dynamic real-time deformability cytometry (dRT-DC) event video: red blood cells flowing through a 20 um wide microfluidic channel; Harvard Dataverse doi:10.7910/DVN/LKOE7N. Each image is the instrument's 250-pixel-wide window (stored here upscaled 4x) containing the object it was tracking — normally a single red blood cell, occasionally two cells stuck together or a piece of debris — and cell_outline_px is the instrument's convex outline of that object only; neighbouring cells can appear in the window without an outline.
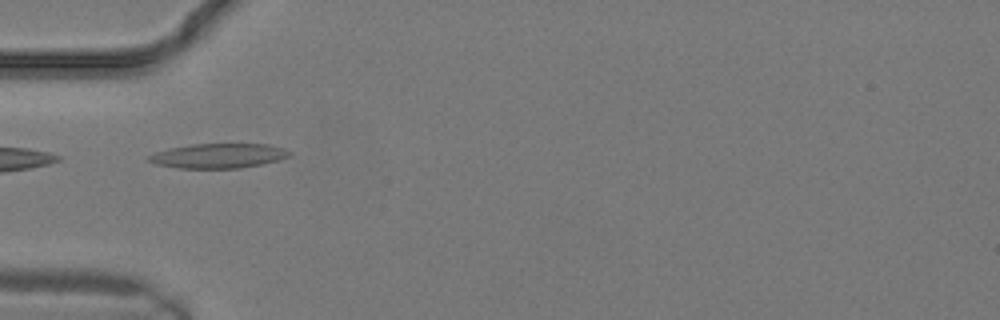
{"species": "common noctule bat (a hibernating species)", "species_latin": "Nyctalus noctula", "temperature_condition": "warm", "stored_images_in_passage": 7, "camera_frame_rate_fps": 3000, "um_per_image_px": 0.085, "animal": {"sex": "male", "body_mass_g": 19.2, "forearm_length_mm": 51.8}, "frame": {"image": 1, "passage_image": 1, "time_ms": 0.0, "image_size_px": [1000, 320], "cell_outline_px": [[292, 152], [288, 156], [264, 164], [240, 168], [180, 168], [152, 164], [148, 160], [148, 156], [156, 152], [172, 148], [192, 144], [268, 144], [284, 148]], "centroid_in_image_um": [18.57, 13.25], "position_along_channel_um": 66.4, "area_um2": 20.11}}
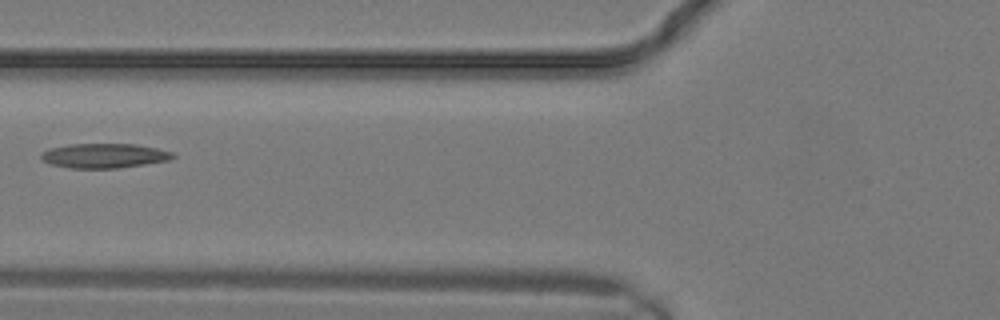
{"frame": {"image": 2, "passage_image": 3, "time_ms": 0.667, "image_size_px": [1000, 320], "cell_outline_px": [[176, 156], [168, 160], [144, 164], [116, 168], [68, 168], [52, 164], [44, 160], [40, 156], [40, 152], [48, 148], [68, 144], [136, 144], [156, 148], [172, 152]], "centroid_in_image_um": [8.82, 13.23], "position_along_channel_um": 117.0, "area_um2": 18.79}}
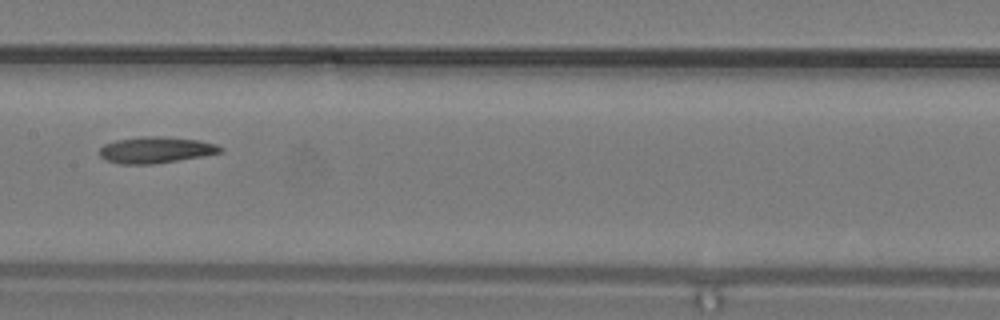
{"frame": {"image": 3, "passage_image": 6, "time_ms": 1.667, "image_size_px": [1000, 320], "cell_outline_px": [[224, 148], [220, 152], [200, 156], [152, 164], [120, 164], [108, 160], [100, 156], [100, 148], [104, 144], [116, 140], [144, 136], [160, 136], [196, 140], [216, 144]], "centroid_in_image_um": [13.2, 12.74], "position_along_channel_um": 194.2, "area_um2": 18.15}}